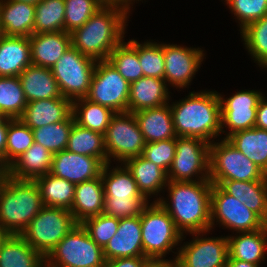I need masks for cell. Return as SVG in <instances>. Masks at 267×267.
<instances>
[{
  "mask_svg": "<svg viewBox=\"0 0 267 267\" xmlns=\"http://www.w3.org/2000/svg\"><path fill=\"white\" fill-rule=\"evenodd\" d=\"M66 150L98 158L104 165L108 163L104 134L83 128L77 123L72 126Z\"/></svg>",
  "mask_w": 267,
  "mask_h": 267,
  "instance_id": "e575fe53",
  "label": "cell"
},
{
  "mask_svg": "<svg viewBox=\"0 0 267 267\" xmlns=\"http://www.w3.org/2000/svg\"><path fill=\"white\" fill-rule=\"evenodd\" d=\"M227 140L263 172L267 170V130L256 127L238 131Z\"/></svg>",
  "mask_w": 267,
  "mask_h": 267,
  "instance_id": "d6a6232c",
  "label": "cell"
},
{
  "mask_svg": "<svg viewBox=\"0 0 267 267\" xmlns=\"http://www.w3.org/2000/svg\"><path fill=\"white\" fill-rule=\"evenodd\" d=\"M224 226L236 233L253 232L262 229L266 223L235 197L225 193L217 184L211 190V230Z\"/></svg>",
  "mask_w": 267,
  "mask_h": 267,
  "instance_id": "5bb4252c",
  "label": "cell"
},
{
  "mask_svg": "<svg viewBox=\"0 0 267 267\" xmlns=\"http://www.w3.org/2000/svg\"><path fill=\"white\" fill-rule=\"evenodd\" d=\"M146 143L176 138L170 103L133 113Z\"/></svg>",
  "mask_w": 267,
  "mask_h": 267,
  "instance_id": "cb8c5ba5",
  "label": "cell"
},
{
  "mask_svg": "<svg viewBox=\"0 0 267 267\" xmlns=\"http://www.w3.org/2000/svg\"><path fill=\"white\" fill-rule=\"evenodd\" d=\"M142 267H177L176 259L146 257L142 261Z\"/></svg>",
  "mask_w": 267,
  "mask_h": 267,
  "instance_id": "f907efd6",
  "label": "cell"
},
{
  "mask_svg": "<svg viewBox=\"0 0 267 267\" xmlns=\"http://www.w3.org/2000/svg\"><path fill=\"white\" fill-rule=\"evenodd\" d=\"M0 267H46V259L21 235L10 234L0 249Z\"/></svg>",
  "mask_w": 267,
  "mask_h": 267,
  "instance_id": "1f68e13d",
  "label": "cell"
},
{
  "mask_svg": "<svg viewBox=\"0 0 267 267\" xmlns=\"http://www.w3.org/2000/svg\"><path fill=\"white\" fill-rule=\"evenodd\" d=\"M32 65L30 41L26 36L0 35V77L19 76Z\"/></svg>",
  "mask_w": 267,
  "mask_h": 267,
  "instance_id": "d4e9b609",
  "label": "cell"
},
{
  "mask_svg": "<svg viewBox=\"0 0 267 267\" xmlns=\"http://www.w3.org/2000/svg\"><path fill=\"white\" fill-rule=\"evenodd\" d=\"M104 186L101 175L93 180L76 184L70 212L77 224L103 213Z\"/></svg>",
  "mask_w": 267,
  "mask_h": 267,
  "instance_id": "4316f807",
  "label": "cell"
},
{
  "mask_svg": "<svg viewBox=\"0 0 267 267\" xmlns=\"http://www.w3.org/2000/svg\"><path fill=\"white\" fill-rule=\"evenodd\" d=\"M35 5L0 0V33L5 36L34 34Z\"/></svg>",
  "mask_w": 267,
  "mask_h": 267,
  "instance_id": "603a6c76",
  "label": "cell"
},
{
  "mask_svg": "<svg viewBox=\"0 0 267 267\" xmlns=\"http://www.w3.org/2000/svg\"><path fill=\"white\" fill-rule=\"evenodd\" d=\"M53 154L43 145L33 143L9 166V176L20 180H35L50 172Z\"/></svg>",
  "mask_w": 267,
  "mask_h": 267,
  "instance_id": "4dcf8cb0",
  "label": "cell"
},
{
  "mask_svg": "<svg viewBox=\"0 0 267 267\" xmlns=\"http://www.w3.org/2000/svg\"><path fill=\"white\" fill-rule=\"evenodd\" d=\"M32 65L52 68L71 44L65 31L33 34L29 37Z\"/></svg>",
  "mask_w": 267,
  "mask_h": 267,
  "instance_id": "44dd1931",
  "label": "cell"
},
{
  "mask_svg": "<svg viewBox=\"0 0 267 267\" xmlns=\"http://www.w3.org/2000/svg\"><path fill=\"white\" fill-rule=\"evenodd\" d=\"M75 123L73 114L65 121L32 129L34 142L43 145L52 154L67 148L69 134Z\"/></svg>",
  "mask_w": 267,
  "mask_h": 267,
  "instance_id": "ab89813d",
  "label": "cell"
},
{
  "mask_svg": "<svg viewBox=\"0 0 267 267\" xmlns=\"http://www.w3.org/2000/svg\"><path fill=\"white\" fill-rule=\"evenodd\" d=\"M176 151V138L146 143L142 156L168 173Z\"/></svg>",
  "mask_w": 267,
  "mask_h": 267,
  "instance_id": "7dc6e473",
  "label": "cell"
},
{
  "mask_svg": "<svg viewBox=\"0 0 267 267\" xmlns=\"http://www.w3.org/2000/svg\"><path fill=\"white\" fill-rule=\"evenodd\" d=\"M110 164H105L101 171L105 194L103 213L117 219L141 215L149 200L139 191L134 177L123 163L113 169Z\"/></svg>",
  "mask_w": 267,
  "mask_h": 267,
  "instance_id": "5b68a950",
  "label": "cell"
},
{
  "mask_svg": "<svg viewBox=\"0 0 267 267\" xmlns=\"http://www.w3.org/2000/svg\"><path fill=\"white\" fill-rule=\"evenodd\" d=\"M256 128L267 130V99L266 96L262 97L258 103L256 113Z\"/></svg>",
  "mask_w": 267,
  "mask_h": 267,
  "instance_id": "681fc988",
  "label": "cell"
},
{
  "mask_svg": "<svg viewBox=\"0 0 267 267\" xmlns=\"http://www.w3.org/2000/svg\"><path fill=\"white\" fill-rule=\"evenodd\" d=\"M64 0H41L35 5L34 34L64 31Z\"/></svg>",
  "mask_w": 267,
  "mask_h": 267,
  "instance_id": "f35d334b",
  "label": "cell"
},
{
  "mask_svg": "<svg viewBox=\"0 0 267 267\" xmlns=\"http://www.w3.org/2000/svg\"><path fill=\"white\" fill-rule=\"evenodd\" d=\"M225 267H260L258 264L245 262L242 260L232 259L229 255Z\"/></svg>",
  "mask_w": 267,
  "mask_h": 267,
  "instance_id": "f5cc1de1",
  "label": "cell"
},
{
  "mask_svg": "<svg viewBox=\"0 0 267 267\" xmlns=\"http://www.w3.org/2000/svg\"><path fill=\"white\" fill-rule=\"evenodd\" d=\"M164 80L172 87L184 89L190 85L204 59L201 48L184 47L163 43Z\"/></svg>",
  "mask_w": 267,
  "mask_h": 267,
  "instance_id": "e0dca14e",
  "label": "cell"
},
{
  "mask_svg": "<svg viewBox=\"0 0 267 267\" xmlns=\"http://www.w3.org/2000/svg\"><path fill=\"white\" fill-rule=\"evenodd\" d=\"M140 215L120 219L116 234L103 248L106 261L124 257H145Z\"/></svg>",
  "mask_w": 267,
  "mask_h": 267,
  "instance_id": "d6986e66",
  "label": "cell"
},
{
  "mask_svg": "<svg viewBox=\"0 0 267 267\" xmlns=\"http://www.w3.org/2000/svg\"><path fill=\"white\" fill-rule=\"evenodd\" d=\"M207 232L191 233L192 241L184 242L176 252L177 267H225L229 255L228 237H202Z\"/></svg>",
  "mask_w": 267,
  "mask_h": 267,
  "instance_id": "9a60e30c",
  "label": "cell"
},
{
  "mask_svg": "<svg viewBox=\"0 0 267 267\" xmlns=\"http://www.w3.org/2000/svg\"><path fill=\"white\" fill-rule=\"evenodd\" d=\"M46 267H105L101 248L82 224H77L49 253Z\"/></svg>",
  "mask_w": 267,
  "mask_h": 267,
  "instance_id": "52a82bcc",
  "label": "cell"
},
{
  "mask_svg": "<svg viewBox=\"0 0 267 267\" xmlns=\"http://www.w3.org/2000/svg\"><path fill=\"white\" fill-rule=\"evenodd\" d=\"M46 207L70 210L74 201L76 185L51 173L35 179Z\"/></svg>",
  "mask_w": 267,
  "mask_h": 267,
  "instance_id": "836d02e7",
  "label": "cell"
},
{
  "mask_svg": "<svg viewBox=\"0 0 267 267\" xmlns=\"http://www.w3.org/2000/svg\"><path fill=\"white\" fill-rule=\"evenodd\" d=\"M225 2L236 16L240 31L267 15V0H225Z\"/></svg>",
  "mask_w": 267,
  "mask_h": 267,
  "instance_id": "f6af8a7d",
  "label": "cell"
},
{
  "mask_svg": "<svg viewBox=\"0 0 267 267\" xmlns=\"http://www.w3.org/2000/svg\"><path fill=\"white\" fill-rule=\"evenodd\" d=\"M108 163L111 158L121 164L142 155L146 145L133 113H115L104 134Z\"/></svg>",
  "mask_w": 267,
  "mask_h": 267,
  "instance_id": "8fae6325",
  "label": "cell"
},
{
  "mask_svg": "<svg viewBox=\"0 0 267 267\" xmlns=\"http://www.w3.org/2000/svg\"><path fill=\"white\" fill-rule=\"evenodd\" d=\"M64 31L71 33L83 26L106 3L103 0H64Z\"/></svg>",
  "mask_w": 267,
  "mask_h": 267,
  "instance_id": "ee69618b",
  "label": "cell"
},
{
  "mask_svg": "<svg viewBox=\"0 0 267 267\" xmlns=\"http://www.w3.org/2000/svg\"><path fill=\"white\" fill-rule=\"evenodd\" d=\"M97 61L81 54L73 46L51 68L63 97L72 101L85 98Z\"/></svg>",
  "mask_w": 267,
  "mask_h": 267,
  "instance_id": "30bf717a",
  "label": "cell"
},
{
  "mask_svg": "<svg viewBox=\"0 0 267 267\" xmlns=\"http://www.w3.org/2000/svg\"><path fill=\"white\" fill-rule=\"evenodd\" d=\"M73 113V101L63 96L27 102L20 120L31 129L59 123Z\"/></svg>",
  "mask_w": 267,
  "mask_h": 267,
  "instance_id": "ffe728a7",
  "label": "cell"
},
{
  "mask_svg": "<svg viewBox=\"0 0 267 267\" xmlns=\"http://www.w3.org/2000/svg\"><path fill=\"white\" fill-rule=\"evenodd\" d=\"M130 9L120 3H106L70 33L72 46L96 61L108 60L110 53L125 40Z\"/></svg>",
  "mask_w": 267,
  "mask_h": 267,
  "instance_id": "6da1fadb",
  "label": "cell"
},
{
  "mask_svg": "<svg viewBox=\"0 0 267 267\" xmlns=\"http://www.w3.org/2000/svg\"><path fill=\"white\" fill-rule=\"evenodd\" d=\"M9 177V166L4 159L0 157V186L4 185Z\"/></svg>",
  "mask_w": 267,
  "mask_h": 267,
  "instance_id": "db71d44e",
  "label": "cell"
},
{
  "mask_svg": "<svg viewBox=\"0 0 267 267\" xmlns=\"http://www.w3.org/2000/svg\"><path fill=\"white\" fill-rule=\"evenodd\" d=\"M140 221L145 257L164 258L184 240L185 236L177 230L173 219L159 202L148 204L140 215Z\"/></svg>",
  "mask_w": 267,
  "mask_h": 267,
  "instance_id": "8992f818",
  "label": "cell"
},
{
  "mask_svg": "<svg viewBox=\"0 0 267 267\" xmlns=\"http://www.w3.org/2000/svg\"><path fill=\"white\" fill-rule=\"evenodd\" d=\"M264 176H265V178L267 180V170L264 172Z\"/></svg>",
  "mask_w": 267,
  "mask_h": 267,
  "instance_id": "680465c9",
  "label": "cell"
},
{
  "mask_svg": "<svg viewBox=\"0 0 267 267\" xmlns=\"http://www.w3.org/2000/svg\"><path fill=\"white\" fill-rule=\"evenodd\" d=\"M129 90L130 83L108 60L97 61L85 98L115 113L127 112Z\"/></svg>",
  "mask_w": 267,
  "mask_h": 267,
  "instance_id": "7c38bea8",
  "label": "cell"
},
{
  "mask_svg": "<svg viewBox=\"0 0 267 267\" xmlns=\"http://www.w3.org/2000/svg\"><path fill=\"white\" fill-rule=\"evenodd\" d=\"M108 61L129 83L142 78L143 71L136 51V40H124L110 53Z\"/></svg>",
  "mask_w": 267,
  "mask_h": 267,
  "instance_id": "74e56055",
  "label": "cell"
},
{
  "mask_svg": "<svg viewBox=\"0 0 267 267\" xmlns=\"http://www.w3.org/2000/svg\"><path fill=\"white\" fill-rule=\"evenodd\" d=\"M43 207L35 180L9 176L0 186V227L9 234L21 235Z\"/></svg>",
  "mask_w": 267,
  "mask_h": 267,
  "instance_id": "277c9868",
  "label": "cell"
},
{
  "mask_svg": "<svg viewBox=\"0 0 267 267\" xmlns=\"http://www.w3.org/2000/svg\"><path fill=\"white\" fill-rule=\"evenodd\" d=\"M209 146L200 138L176 137L175 157L167 173L168 181L209 180Z\"/></svg>",
  "mask_w": 267,
  "mask_h": 267,
  "instance_id": "4fadbf2b",
  "label": "cell"
},
{
  "mask_svg": "<svg viewBox=\"0 0 267 267\" xmlns=\"http://www.w3.org/2000/svg\"><path fill=\"white\" fill-rule=\"evenodd\" d=\"M34 143L32 129L26 126L20 118H8L6 136L5 162L10 166L18 157Z\"/></svg>",
  "mask_w": 267,
  "mask_h": 267,
  "instance_id": "b9f144b4",
  "label": "cell"
},
{
  "mask_svg": "<svg viewBox=\"0 0 267 267\" xmlns=\"http://www.w3.org/2000/svg\"><path fill=\"white\" fill-rule=\"evenodd\" d=\"M136 51L138 52L139 62L143 75L164 79L165 66L163 55V43L146 41L139 43L136 40Z\"/></svg>",
  "mask_w": 267,
  "mask_h": 267,
  "instance_id": "7bdbcfd3",
  "label": "cell"
},
{
  "mask_svg": "<svg viewBox=\"0 0 267 267\" xmlns=\"http://www.w3.org/2000/svg\"><path fill=\"white\" fill-rule=\"evenodd\" d=\"M228 237V253L232 259L260 265L267 254V225L253 232Z\"/></svg>",
  "mask_w": 267,
  "mask_h": 267,
  "instance_id": "f1b7e54d",
  "label": "cell"
},
{
  "mask_svg": "<svg viewBox=\"0 0 267 267\" xmlns=\"http://www.w3.org/2000/svg\"><path fill=\"white\" fill-rule=\"evenodd\" d=\"M105 3H120V4H123V5H125V6H127V7H129V8H131V4H132V6H133V4L135 3V1H136V3H137V0H103ZM139 1V0H138ZM141 1V0H140ZM134 2V3H133Z\"/></svg>",
  "mask_w": 267,
  "mask_h": 267,
  "instance_id": "11a10c76",
  "label": "cell"
},
{
  "mask_svg": "<svg viewBox=\"0 0 267 267\" xmlns=\"http://www.w3.org/2000/svg\"><path fill=\"white\" fill-rule=\"evenodd\" d=\"M167 86L164 79L147 76L131 82L127 112L135 113L169 103L170 92Z\"/></svg>",
  "mask_w": 267,
  "mask_h": 267,
  "instance_id": "7402d4cb",
  "label": "cell"
},
{
  "mask_svg": "<svg viewBox=\"0 0 267 267\" xmlns=\"http://www.w3.org/2000/svg\"><path fill=\"white\" fill-rule=\"evenodd\" d=\"M225 193L235 197L267 223V180L220 181L217 184Z\"/></svg>",
  "mask_w": 267,
  "mask_h": 267,
  "instance_id": "484cf974",
  "label": "cell"
},
{
  "mask_svg": "<svg viewBox=\"0 0 267 267\" xmlns=\"http://www.w3.org/2000/svg\"><path fill=\"white\" fill-rule=\"evenodd\" d=\"M242 41L253 60L267 68V15L240 31Z\"/></svg>",
  "mask_w": 267,
  "mask_h": 267,
  "instance_id": "60d3db41",
  "label": "cell"
},
{
  "mask_svg": "<svg viewBox=\"0 0 267 267\" xmlns=\"http://www.w3.org/2000/svg\"><path fill=\"white\" fill-rule=\"evenodd\" d=\"M186 97L170 105L176 136L196 137L213 143L212 138L221 136L222 131L219 93L193 91Z\"/></svg>",
  "mask_w": 267,
  "mask_h": 267,
  "instance_id": "3957f363",
  "label": "cell"
},
{
  "mask_svg": "<svg viewBox=\"0 0 267 267\" xmlns=\"http://www.w3.org/2000/svg\"><path fill=\"white\" fill-rule=\"evenodd\" d=\"M262 97L263 94L260 91L247 89L236 92L226 100L219 93L221 133H225L223 129L225 127L229 130L224 139L238 131L251 129L255 126L257 107Z\"/></svg>",
  "mask_w": 267,
  "mask_h": 267,
  "instance_id": "2e32d148",
  "label": "cell"
},
{
  "mask_svg": "<svg viewBox=\"0 0 267 267\" xmlns=\"http://www.w3.org/2000/svg\"><path fill=\"white\" fill-rule=\"evenodd\" d=\"M212 185L210 180L168 181L169 203L162 197H157L155 202L168 212L182 235L211 231Z\"/></svg>",
  "mask_w": 267,
  "mask_h": 267,
  "instance_id": "7a4b0ae2",
  "label": "cell"
},
{
  "mask_svg": "<svg viewBox=\"0 0 267 267\" xmlns=\"http://www.w3.org/2000/svg\"><path fill=\"white\" fill-rule=\"evenodd\" d=\"M264 177V172L227 139L210 144L209 180L212 184L229 180L255 181Z\"/></svg>",
  "mask_w": 267,
  "mask_h": 267,
  "instance_id": "9c48e42d",
  "label": "cell"
},
{
  "mask_svg": "<svg viewBox=\"0 0 267 267\" xmlns=\"http://www.w3.org/2000/svg\"><path fill=\"white\" fill-rule=\"evenodd\" d=\"M8 130V117H0V157L5 161L6 136Z\"/></svg>",
  "mask_w": 267,
  "mask_h": 267,
  "instance_id": "816d5d0a",
  "label": "cell"
},
{
  "mask_svg": "<svg viewBox=\"0 0 267 267\" xmlns=\"http://www.w3.org/2000/svg\"><path fill=\"white\" fill-rule=\"evenodd\" d=\"M13 1L23 2V3H26V4H30V5H36L41 0H13Z\"/></svg>",
  "mask_w": 267,
  "mask_h": 267,
  "instance_id": "6f0895ef",
  "label": "cell"
},
{
  "mask_svg": "<svg viewBox=\"0 0 267 267\" xmlns=\"http://www.w3.org/2000/svg\"><path fill=\"white\" fill-rule=\"evenodd\" d=\"M72 114L79 126L105 134L115 112L86 98H79L73 101Z\"/></svg>",
  "mask_w": 267,
  "mask_h": 267,
  "instance_id": "d590c367",
  "label": "cell"
},
{
  "mask_svg": "<svg viewBox=\"0 0 267 267\" xmlns=\"http://www.w3.org/2000/svg\"><path fill=\"white\" fill-rule=\"evenodd\" d=\"M9 235L10 234L5 229L0 227V249H1L2 243L7 239Z\"/></svg>",
  "mask_w": 267,
  "mask_h": 267,
  "instance_id": "9f6ffc18",
  "label": "cell"
},
{
  "mask_svg": "<svg viewBox=\"0 0 267 267\" xmlns=\"http://www.w3.org/2000/svg\"><path fill=\"white\" fill-rule=\"evenodd\" d=\"M120 219L101 213L82 222L89 236L104 248L108 241L116 234Z\"/></svg>",
  "mask_w": 267,
  "mask_h": 267,
  "instance_id": "bcb514c9",
  "label": "cell"
},
{
  "mask_svg": "<svg viewBox=\"0 0 267 267\" xmlns=\"http://www.w3.org/2000/svg\"><path fill=\"white\" fill-rule=\"evenodd\" d=\"M130 171L139 191L148 200L166 189L167 173L142 155L130 158L123 163Z\"/></svg>",
  "mask_w": 267,
  "mask_h": 267,
  "instance_id": "83f0119b",
  "label": "cell"
},
{
  "mask_svg": "<svg viewBox=\"0 0 267 267\" xmlns=\"http://www.w3.org/2000/svg\"><path fill=\"white\" fill-rule=\"evenodd\" d=\"M104 164L95 157L63 150L53 154L50 172L56 177L79 184L101 175Z\"/></svg>",
  "mask_w": 267,
  "mask_h": 267,
  "instance_id": "ac0fdd59",
  "label": "cell"
},
{
  "mask_svg": "<svg viewBox=\"0 0 267 267\" xmlns=\"http://www.w3.org/2000/svg\"><path fill=\"white\" fill-rule=\"evenodd\" d=\"M76 225L70 210L44 206L21 236L46 258Z\"/></svg>",
  "mask_w": 267,
  "mask_h": 267,
  "instance_id": "ba28073f",
  "label": "cell"
},
{
  "mask_svg": "<svg viewBox=\"0 0 267 267\" xmlns=\"http://www.w3.org/2000/svg\"><path fill=\"white\" fill-rule=\"evenodd\" d=\"M18 77L27 102L62 96L50 68L30 65Z\"/></svg>",
  "mask_w": 267,
  "mask_h": 267,
  "instance_id": "f546056e",
  "label": "cell"
},
{
  "mask_svg": "<svg viewBox=\"0 0 267 267\" xmlns=\"http://www.w3.org/2000/svg\"><path fill=\"white\" fill-rule=\"evenodd\" d=\"M27 106L18 76L0 77V117L20 118Z\"/></svg>",
  "mask_w": 267,
  "mask_h": 267,
  "instance_id": "8d00e7d4",
  "label": "cell"
},
{
  "mask_svg": "<svg viewBox=\"0 0 267 267\" xmlns=\"http://www.w3.org/2000/svg\"><path fill=\"white\" fill-rule=\"evenodd\" d=\"M146 257H124L106 261L105 267H142Z\"/></svg>",
  "mask_w": 267,
  "mask_h": 267,
  "instance_id": "c3c4849f",
  "label": "cell"
}]
</instances>
